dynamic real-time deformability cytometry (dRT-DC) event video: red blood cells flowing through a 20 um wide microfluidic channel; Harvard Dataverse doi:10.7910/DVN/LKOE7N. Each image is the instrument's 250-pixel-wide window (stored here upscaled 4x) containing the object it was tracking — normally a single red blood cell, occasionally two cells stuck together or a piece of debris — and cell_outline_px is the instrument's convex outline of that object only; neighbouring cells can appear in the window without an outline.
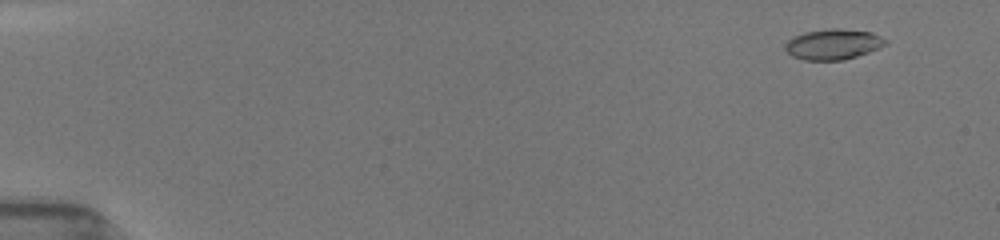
{"species": "common noctule bat (a hibernating species)", "species_latin": "Nyctalus noctula", "temperature_condition": "room temperature", "stored_images_in_passage": 8, "camera_frame_rate_fps": 3000, "um_per_image_px": 0.085, "animal": {"sex": "female", "body_mass_g": 19.5, "forearm_length_mm": 54.1}, "frame": {"image": 1, "passage_image": 2, "time_ms": 1.0, "image_size_px": [1000, 240], "cell_outline_px": [[888, 44], [868, 52], [844, 60], [804, 60], [792, 56], [784, 48], [784, 44], [788, 40], [804, 32], [832, 28], [840, 28], [872, 32], [888, 40]], "centroid_in_image_um": [70.83, 3.76], "position_along_channel_um": 14.2, "area_um2": 17.86}}
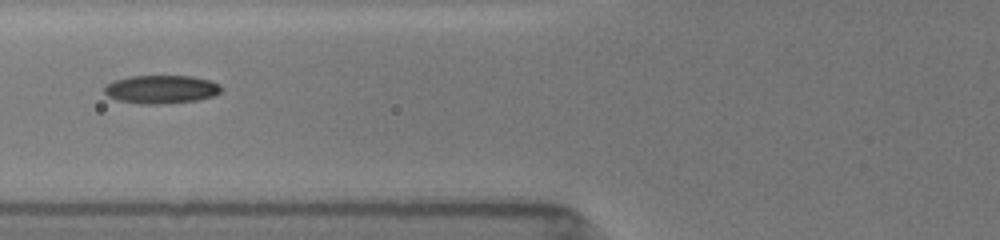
{"frame": {"image": 2, "passage_image": 7, "time_ms": 7.0, "image_size_px": [1000, 240], "cell_outline_px": [[220, 92], [212, 96], [196, 100], [160, 104], [148, 104], [120, 100], [108, 96], [104, 92], [104, 84], [128, 76], [192, 76], [208, 80], [220, 84]], "centroid_in_image_um": [13.68, 7.58], "position_along_channel_um": 112.1, "area_um2": 19.02}}
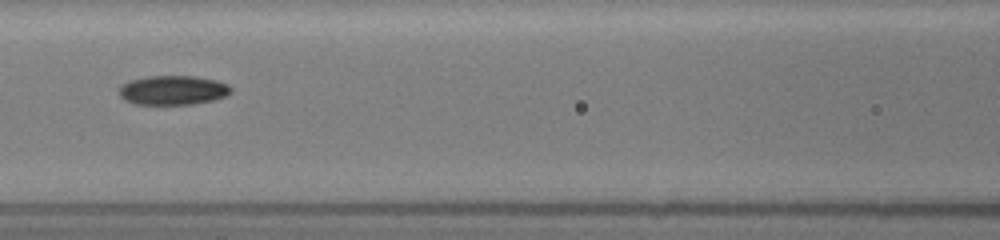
{"frame": {"image": 3, "passage_image": 8, "time_ms": 8.0, "image_size_px": [1000, 240], "cell_outline_px": [[232, 92], [224, 96], [212, 100], [192, 104], [136, 104], [124, 100], [120, 96], [120, 88], [124, 84], [132, 80], [148, 76], [196, 76], [216, 80], [228, 84], [232, 88]], "centroid_in_image_um": [14.73, 7.66], "position_along_channel_um": 151.9, "area_um2": 18.96}}